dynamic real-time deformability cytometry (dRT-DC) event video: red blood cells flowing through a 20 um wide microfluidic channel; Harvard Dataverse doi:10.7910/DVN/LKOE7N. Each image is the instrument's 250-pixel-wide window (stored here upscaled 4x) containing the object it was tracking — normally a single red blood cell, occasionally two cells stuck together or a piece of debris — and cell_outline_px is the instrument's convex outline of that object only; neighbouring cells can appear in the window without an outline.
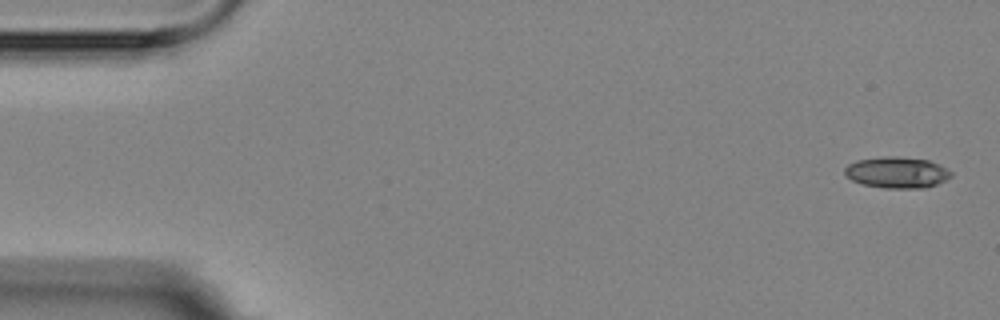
{"species": "Egyptian fruit bat (a non-hibernating species)", "species_latin": "Rousettus aegyptiacus", "temperature_condition": "room temperature", "stored_images_in_passage": 4, "camera_frame_rate_fps": 3000, "um_per_image_px": 0.085, "animal": {"sex": "female"}, "frame": {"image": 1, "passage_image": 1, "time_ms": 0.0, "image_size_px": [1000, 320], "cell_outline_px": [[952, 176], [936, 184], [924, 188], [884, 188], [864, 184], [852, 180], [844, 176], [844, 168], [848, 164], [856, 160], [884, 156], [896, 156], [928, 160], [940, 164], [948, 168], [952, 172]], "centroid_in_image_um": [76.23, 14.65], "position_along_channel_um": 8.8, "area_um2": 19.48}}